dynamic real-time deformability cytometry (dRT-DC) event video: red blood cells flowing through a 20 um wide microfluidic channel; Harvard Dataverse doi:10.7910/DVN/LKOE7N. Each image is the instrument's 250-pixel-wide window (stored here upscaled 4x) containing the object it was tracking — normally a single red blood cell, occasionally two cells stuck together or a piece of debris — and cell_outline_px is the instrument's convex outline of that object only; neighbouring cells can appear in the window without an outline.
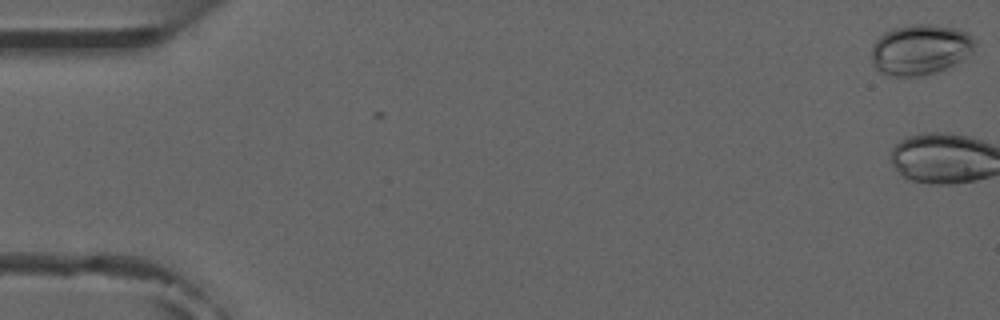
{"species": "common noctule bat (a hibernating species)", "species_latin": "Nyctalus noctula", "temperature_condition": "room temperature", "stored_images_in_passage": 6, "camera_frame_rate_fps": 3000, "um_per_image_px": 0.085, "animal": {"sex": "male", "forearm_length_mm": 52.5}, "frame": {"image": 1, "passage_image": 1, "time_ms": 0.0, "image_size_px": [1000, 320], "cell_outline_px": [[976, 44], [972, 52], [948, 68], [916, 76], [892, 76], [880, 72], [872, 64], [872, 44], [884, 32], [892, 28], [916, 24], [932, 24], [956, 28], [968, 32], [972, 36]], "centroid_in_image_um": [78.22, 4.19], "position_along_channel_um": 6.8, "area_um2": 30.4}}